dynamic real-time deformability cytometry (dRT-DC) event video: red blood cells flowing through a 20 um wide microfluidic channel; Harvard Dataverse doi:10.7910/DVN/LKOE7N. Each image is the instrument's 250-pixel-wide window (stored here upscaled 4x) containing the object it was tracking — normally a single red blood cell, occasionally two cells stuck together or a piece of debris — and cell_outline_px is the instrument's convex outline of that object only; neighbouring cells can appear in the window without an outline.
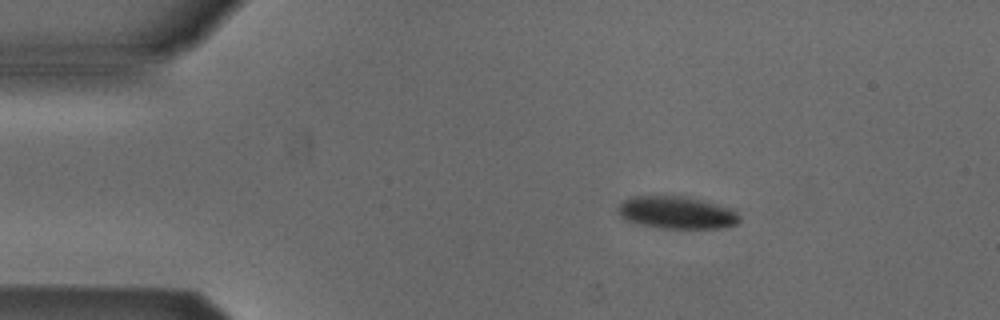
{"species": "Egyptian fruit bat (a non-hibernating species)", "species_latin": "Rousettus aegyptiacus", "temperature_condition": "cold", "stored_images_in_passage": 47, "camera_frame_rate_fps": 3000, "um_per_image_px": 0.085, "animal": {"sex": "male"}, "frame": {"image": 1, "passage_image": 3, "time_ms": 0.667, "image_size_px": [1000, 320], "cell_outline_px": [[740, 220], [736, 224], [716, 228], [660, 228], [640, 224], [628, 220], [620, 216], [616, 212], [616, 208], [624, 200], [632, 196], [684, 196], [736, 208], [740, 216]], "centroid_in_image_um": [57.54, 18.06], "position_along_channel_um": 27.5, "area_um2": 23.12}}
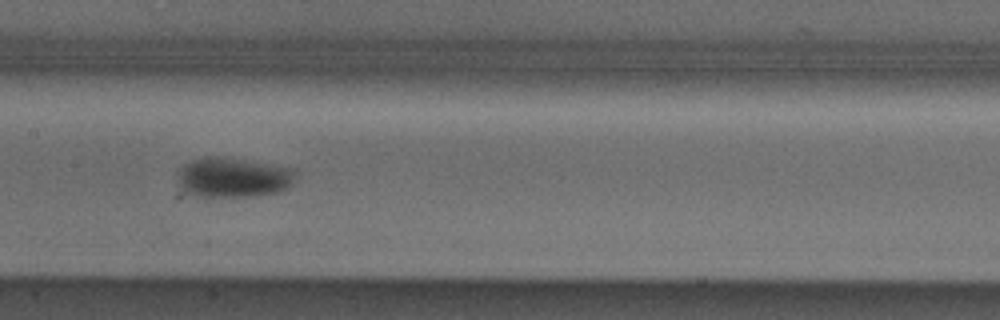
{"frame": {"image": 2, "passage_image": 20, "time_ms": 6.333, "image_size_px": [1000, 320], "cell_outline_px": [[296, 168], [292, 180], [288, 188], [276, 192], [252, 196], [196, 196], [184, 192], [180, 188], [176, 180], [176, 172], [184, 164], [192, 160], [204, 156], [220, 156]], "centroid_in_image_um": [19.74, 15.07], "position_along_channel_um": 187.7, "area_um2": 27.63}}
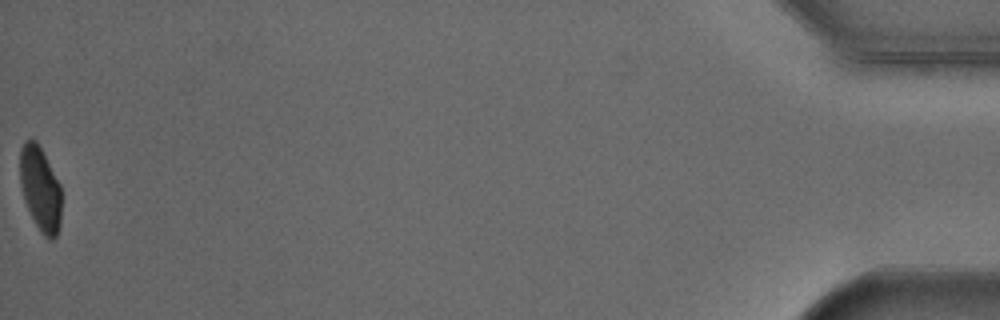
{"frame": {"image": 3, "passage_image": 47, "time_ms": 15.333, "image_size_px": [1000, 320], "cell_outline_px": [[60, 224], [56, 236], [52, 240], [48, 240], [40, 232], [24, 200], [20, 184], [20, 148], [24, 140], [36, 140], [60, 184]], "centroid_in_image_um": [3.41, 16.06], "position_along_channel_um": 431.8, "area_um2": 20.23}, "authors_computed_cell_mechanics": {"area_um2": 24.3916, "velocity_mm_per_s": 3.8757, "shape_relaxation_time_tau1_ms": 2.5705, "shape_relaxation_time_tau2_ms": null, "deformation_change_tau1": 0.0973, "deformation_change_tau2": null}}